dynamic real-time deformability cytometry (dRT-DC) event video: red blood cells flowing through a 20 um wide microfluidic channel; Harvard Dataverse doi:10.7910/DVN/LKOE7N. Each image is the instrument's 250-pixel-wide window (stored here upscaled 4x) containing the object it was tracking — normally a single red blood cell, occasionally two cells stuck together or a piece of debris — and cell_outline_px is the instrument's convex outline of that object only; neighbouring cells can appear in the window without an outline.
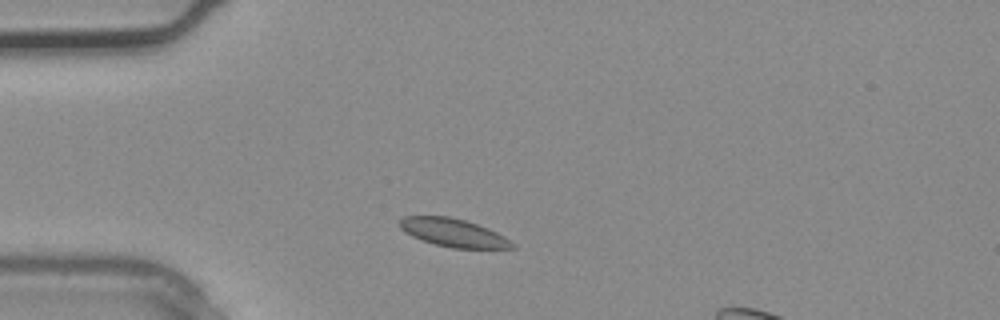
{"species": "common noctule bat (a hibernating species)", "species_latin": "Nyctalus noctula", "temperature_condition": "warm", "stored_images_in_passage": 2, "segment_of_instrument_passage": [1, 2], "camera_frame_rate_fps": 3000, "um_per_image_px": 0.085, "animal": {"sex": "male", "body_mass_g": 20.4}, "frame": {"image": 1, "passage_image": 1, "time_ms": 0.0, "image_size_px": [1000, 320], "cell_outline_px": [[516, 248], [452, 248], [436, 244], [412, 236], [404, 232], [400, 228], [400, 220], [404, 216], [448, 216], [464, 220], [488, 228], [504, 236], [516, 244]], "centroid_in_image_um": [38.55, 19.78], "position_along_channel_um": 46.4, "area_um2": 18.26}}